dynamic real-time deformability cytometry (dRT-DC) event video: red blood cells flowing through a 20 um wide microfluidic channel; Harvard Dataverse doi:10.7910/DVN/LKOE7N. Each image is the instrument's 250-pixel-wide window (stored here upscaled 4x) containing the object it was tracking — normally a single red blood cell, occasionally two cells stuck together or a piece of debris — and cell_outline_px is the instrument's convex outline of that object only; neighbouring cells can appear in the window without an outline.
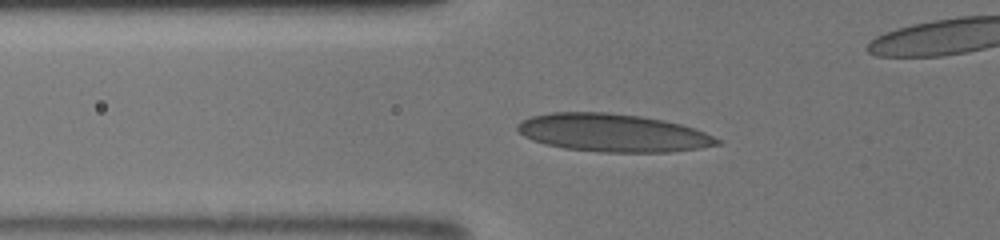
{"species": "human", "species_latin": "Homo sapiens", "temperature_condition": "room temperature", "stored_images_in_passage": 67, "camera_frame_rate_fps": 3000, "um_per_image_px": 0.085, "donor": {"sex": "male"}, "frame": {"image": 1, "passage_image": 4, "time_ms": 0.333, "image_size_px": [1000, 240], "cell_outline_px": [[720, 144], [700, 148], [672, 152], [600, 152], [564, 148], [544, 144], [532, 140], [524, 136], [516, 128], [516, 124], [532, 116], [552, 112], [608, 112], [640, 116], [664, 120], [680, 124], [704, 132], [720, 140]], "centroid_in_image_um": [52.07, 11.29], "position_along_channel_um": 73.7, "area_um2": 44.04}}
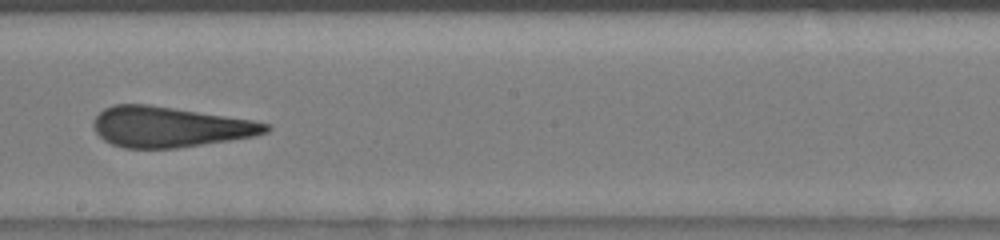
{"frame": {"image": 2, "passage_image": 34, "time_ms": 4.333, "image_size_px": [1000, 240], "cell_outline_px": [[272, 128], [268, 132], [256, 136], [176, 148], [124, 148], [112, 144], [104, 140], [92, 128], [92, 124], [96, 116], [104, 108], [116, 104], [148, 104], [252, 120], [272, 124]], "centroid_in_image_um": [14.43, 10.79], "position_along_channel_um": 233.8, "area_um2": 40.58}}
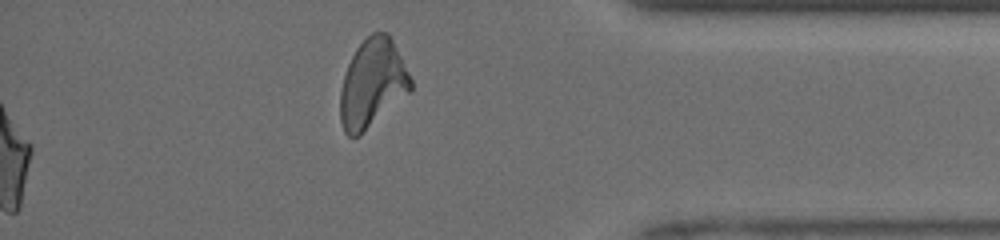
{"frame": {"image": 3, "passage_image": 67, "time_ms": 11.0, "image_size_px": [1000, 240], "cell_outline_px": [[412, 92], [360, 136], [348, 136], [344, 132], [340, 120], [340, 92], [344, 76], [348, 64], [356, 48], [372, 32], [388, 32], [392, 36], [412, 80]], "centroid_in_image_um": [31.68, 7.11], "position_along_channel_um": 403.5, "area_um2": 36.76}, "authors_computed_cell_mechanics": {"area_um2": 40.8646, "velocity_mm_per_s": 4.144, "shape_relaxation_time_tau1_ms": null, "shape_relaxation_time_tau2_ms": 1.1474, "deformation_change_tau1": null, "deformation_change_tau2": 0.0974}}